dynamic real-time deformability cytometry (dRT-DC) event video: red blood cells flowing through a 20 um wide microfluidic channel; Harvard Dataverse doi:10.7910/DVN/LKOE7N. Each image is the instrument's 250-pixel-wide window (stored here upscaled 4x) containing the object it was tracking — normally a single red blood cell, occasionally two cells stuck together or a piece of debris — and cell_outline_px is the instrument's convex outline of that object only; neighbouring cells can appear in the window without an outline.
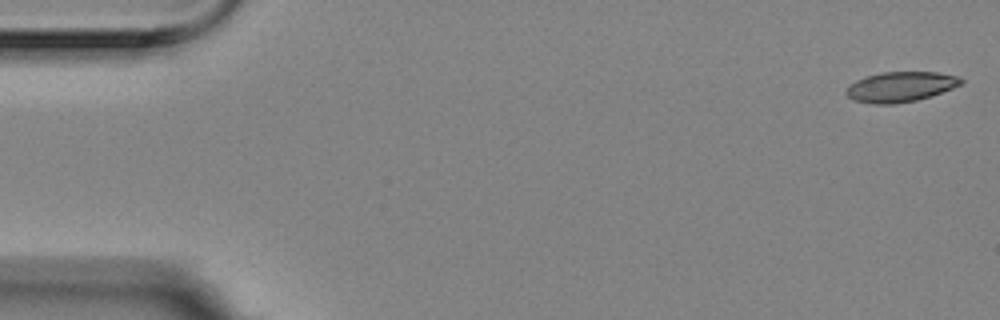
{"species": "Egyptian fruit bat (a non-hibernating species)", "species_latin": "Rousettus aegyptiacus", "temperature_condition": "room temperature", "stored_images_in_passage": 54, "camera_frame_rate_fps": 3000, "um_per_image_px": 0.085, "animal": {"sex": "female"}, "frame": {"image": 1, "passage_image": 1, "time_ms": 0.0, "image_size_px": [1000, 320], "cell_outline_px": [[964, 80], [960, 84], [952, 88], [932, 96], [916, 100], [892, 104], [872, 104], [856, 100], [848, 96], [844, 92], [856, 80], [868, 76], [884, 72], [936, 72], [960, 76]], "centroid_in_image_um": [76.58, 7.38], "position_along_channel_um": 8.4, "area_um2": 19.94}}
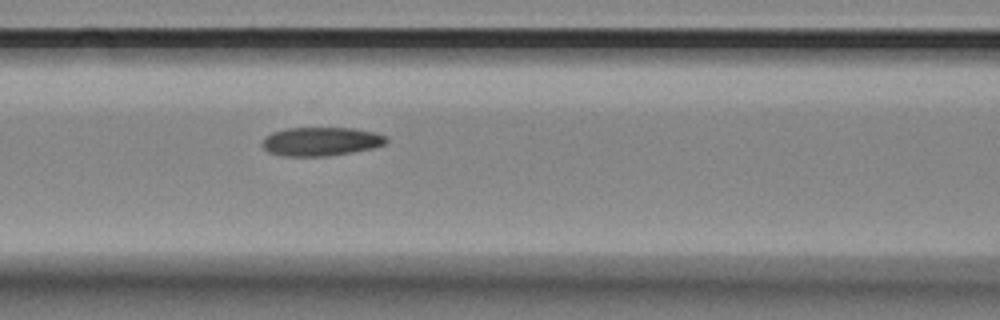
{"frame": {"image": 2, "passage_image": 23, "time_ms": 7.333, "image_size_px": [1000, 320], "cell_outline_px": [[388, 140], [384, 144], [372, 148], [328, 156], [284, 156], [268, 152], [260, 144], [260, 140], [264, 136], [272, 132], [288, 128], [356, 128], [376, 132], [384, 136]], "centroid_in_image_um": [27.23, 12.02], "position_along_channel_um": 139.4, "area_um2": 20.87}}
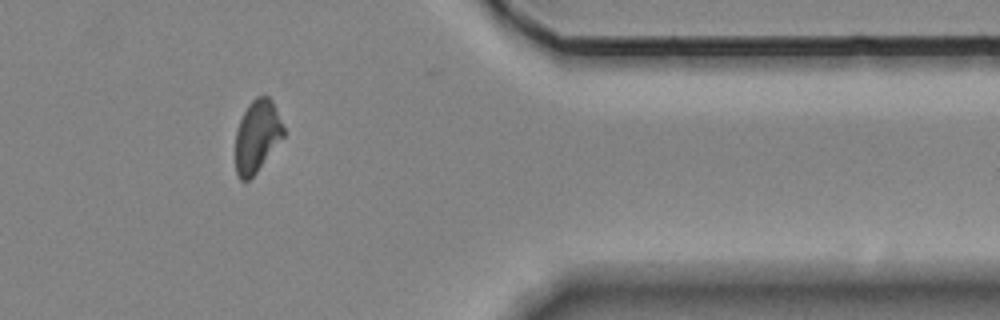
{"frame": {"image": 3, "passage_image": 46, "time_ms": 15.0, "image_size_px": [1000, 320], "cell_outline_px": [[284, 136], [256, 172], [248, 180], [240, 180], [236, 172], [236, 132], [240, 120], [248, 104], [256, 96], [268, 96], [272, 100], [284, 128]], "centroid_in_image_um": [21.84, 11.55], "position_along_channel_um": 389.6, "area_um2": 19.88}, "authors_computed_cell_mechanics": {"area_um2": 20.8658, "velocity_mm_per_s": 3.5252, "shape_relaxation_time_tau1_ms": null, "shape_relaxation_time_tau2_ms": 5.9026, "deformation_change_tau1": null, "deformation_change_tau2": 0.1092}}